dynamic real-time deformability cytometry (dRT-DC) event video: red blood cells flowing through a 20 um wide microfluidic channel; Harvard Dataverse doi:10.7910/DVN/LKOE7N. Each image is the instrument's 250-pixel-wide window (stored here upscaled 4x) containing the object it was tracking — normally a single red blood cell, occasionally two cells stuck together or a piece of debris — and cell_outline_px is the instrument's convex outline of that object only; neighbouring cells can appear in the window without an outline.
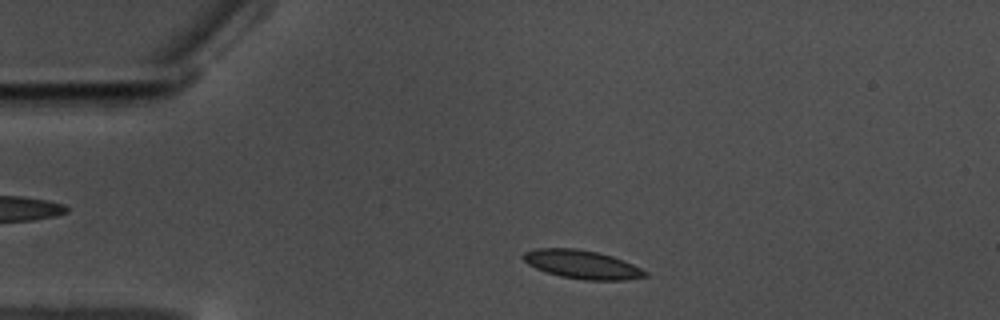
{"species": "common noctule bat (a hibernating species)", "species_latin": "Nyctalus noctula", "temperature_condition": "warm", "stored_images_in_passage": 51, "camera_frame_rate_fps": 3000, "um_per_image_px": 0.085, "animal": {"sex": "male", "body_mass_g": 17.5, "forearm_length_mm": 52.3}, "frame": {"image": 1, "passage_image": 5, "time_ms": 1.333, "image_size_px": [1000, 320], "cell_outline_px": [[648, 276], [624, 280], [584, 280], [560, 276], [536, 268], [528, 264], [520, 256], [524, 252], [536, 248], [576, 248], [600, 252], [624, 260], [648, 272]], "centroid_in_image_um": [49.47, 22.47], "position_along_channel_um": 35.5, "area_um2": 20.35}}
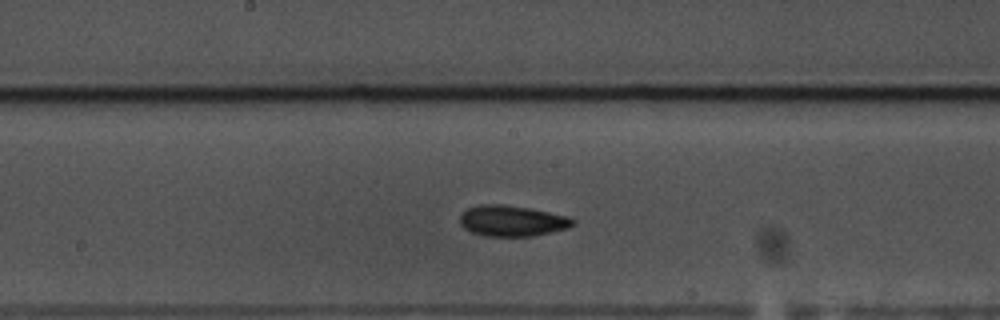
{"frame": {"image": 2, "passage_image": 23, "time_ms": 7.333, "image_size_px": [1000, 320], "cell_outline_px": [[576, 224], [568, 228], [552, 232], [532, 236], [484, 236], [472, 232], [464, 228], [460, 224], [460, 216], [468, 208], [480, 204], [500, 204], [528, 208], [568, 216], [576, 220]], "centroid_in_image_um": [43.54, 18.78], "position_along_channel_um": 204.7, "area_um2": 20.29}}
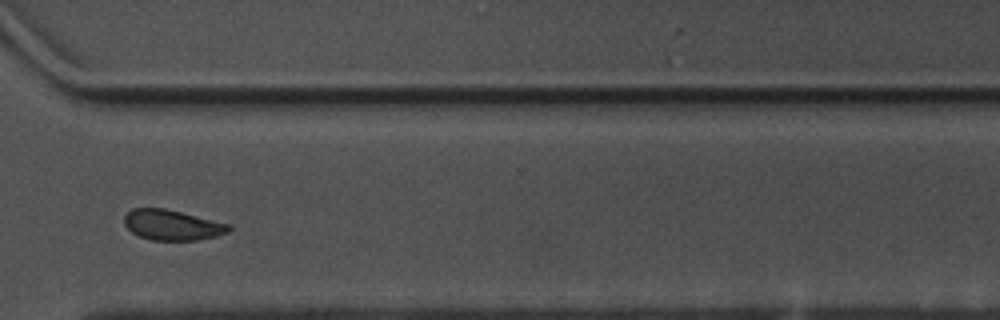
{"frame": {"image": 3, "passage_image": 36, "time_ms": 11.667, "image_size_px": [1000, 320], "cell_outline_px": [[232, 228], [228, 232], [216, 236], [196, 240], [152, 240], [140, 236], [132, 232], [124, 224], [124, 216], [132, 208], [164, 208], [232, 224]], "centroid_in_image_um": [14.66, 19.12], "position_along_channel_um": 355.9, "area_um2": 18.5}, "authors_computed_cell_mechanics": {"area_um2": 19.1896, "velocity_mm_per_s": 3.481, "shape_relaxation_time_tau1_ms": 6.0167, "shape_relaxation_time_tau2_ms": 2.6694, "deformation_change_tau1": 0.0957, "deformation_change_tau2": 0.0683}}